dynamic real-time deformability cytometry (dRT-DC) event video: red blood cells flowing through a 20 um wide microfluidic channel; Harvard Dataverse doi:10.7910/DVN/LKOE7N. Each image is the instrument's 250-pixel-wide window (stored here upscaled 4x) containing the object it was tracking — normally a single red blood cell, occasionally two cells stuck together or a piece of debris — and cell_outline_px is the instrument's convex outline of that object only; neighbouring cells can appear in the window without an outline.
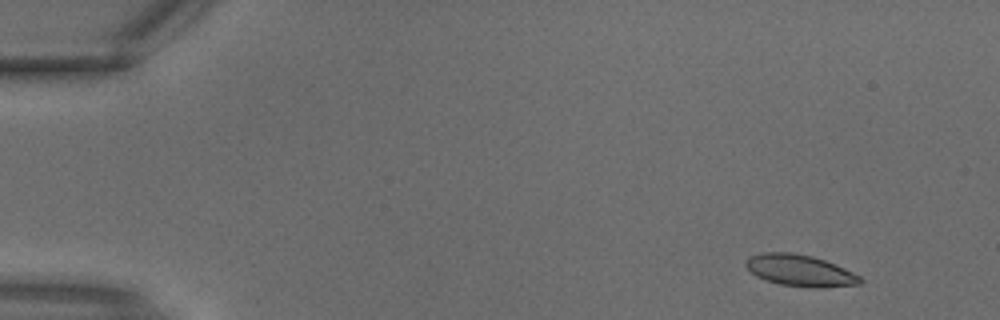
{"species": "common noctule bat (a hibernating species)", "species_latin": "Nyctalus noctula", "temperature_condition": "warm", "stored_images_in_passage": 2, "camera_frame_rate_fps": 3000, "um_per_image_px": 0.085, "animal": {"sex": "male", "body_mass_g": 18.8}, "frame": {"image": 1, "passage_image": 1, "time_ms": 0.0, "image_size_px": [1000, 320], "cell_outline_px": [[864, 280], [860, 284], [820, 288], [808, 288], [780, 284], [756, 276], [744, 264], [744, 260], [748, 256], [760, 252], [792, 252], [812, 256], [824, 260], [844, 268], [860, 276]], "centroid_in_image_um": [67.98, 22.99], "position_along_channel_um": 17.0, "area_um2": 21.15}}